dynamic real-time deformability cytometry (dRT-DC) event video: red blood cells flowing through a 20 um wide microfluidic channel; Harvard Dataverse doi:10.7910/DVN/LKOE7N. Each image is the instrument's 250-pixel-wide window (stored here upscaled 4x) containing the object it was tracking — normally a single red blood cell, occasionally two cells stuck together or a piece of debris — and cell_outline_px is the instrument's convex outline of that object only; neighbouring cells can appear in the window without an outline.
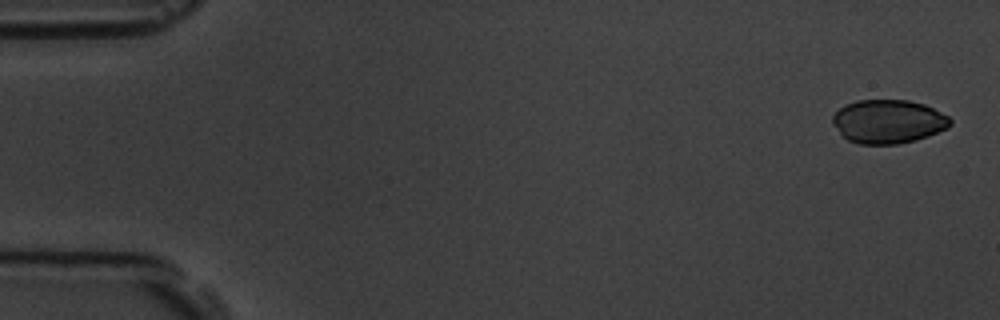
{"species": "common noctule bat (a hibernating species)", "species_latin": "Nyctalus noctula", "temperature_condition": "room temperature", "stored_images_in_passage": 7, "camera_frame_rate_fps": 3000, "um_per_image_px": 0.085, "animal": {"sex": "male", "body_mass_g": 19.5, "forearm_length_mm": 54.6}, "frame": {"image": 1, "passage_image": 1, "time_ms": 0.0, "image_size_px": [1000, 320], "cell_outline_px": [[952, 124], [948, 128], [928, 136], [916, 140], [896, 144], [860, 144], [848, 140], [832, 124], [832, 116], [844, 104], [856, 100], [908, 100], [924, 104], [948, 116], [952, 120]], "centroid_in_image_um": [75.5, 10.32], "position_along_channel_um": 9.5, "area_um2": 30.0}}